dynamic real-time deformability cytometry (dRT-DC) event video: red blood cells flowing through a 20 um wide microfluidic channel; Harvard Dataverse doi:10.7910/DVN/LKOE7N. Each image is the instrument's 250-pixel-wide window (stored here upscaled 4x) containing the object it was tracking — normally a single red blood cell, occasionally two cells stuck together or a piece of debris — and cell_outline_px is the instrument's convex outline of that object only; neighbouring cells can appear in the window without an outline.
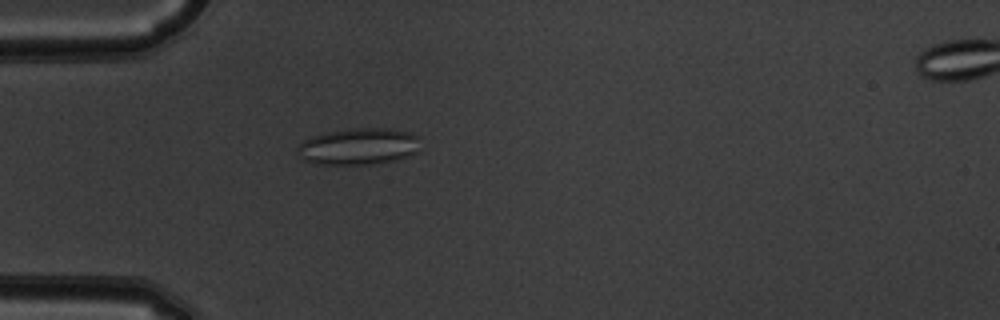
{"species": "common noctule bat (a hibernating species)", "species_latin": "Nyctalus noctula", "temperature_condition": "warm", "stored_images_in_passage": 53, "camera_frame_rate_fps": 3000, "um_per_image_px": 0.085, "animal": {"sex": "male", "body_mass_g": 19.5, "forearm_length_mm": 54.6}, "frame": {"image": 1, "passage_image": 16, "time_ms": 5.0, "image_size_px": [1000, 320], "cell_outline_px": [[420, 136], [416, 152], [408, 156], [396, 160], [372, 164], [316, 164], [304, 160], [296, 152], [296, 148], [304, 140], [312, 136], [328, 132], [352, 128], [392, 128], [412, 132]], "centroid_in_image_um": [30.49, 12.44], "position_along_channel_um": 54.5, "area_um2": 26.41}}
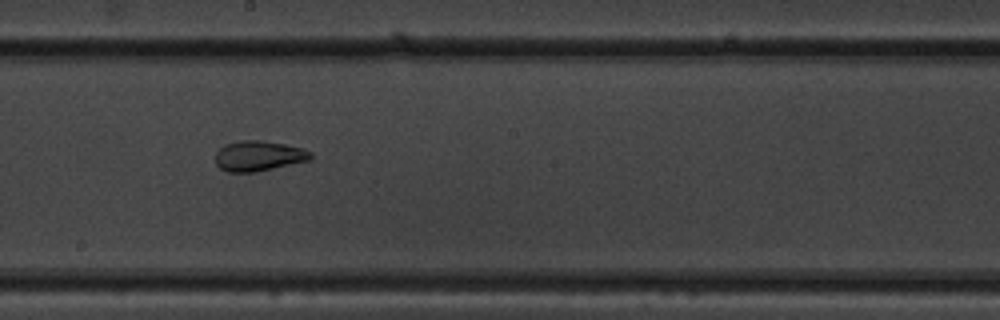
{"frame": {"image": 2, "passage_image": 30, "time_ms": 9.667, "image_size_px": [1000, 320], "cell_outline_px": [[312, 160], [256, 172], [228, 172], [220, 168], [216, 164], [216, 152], [224, 144], [240, 140], [260, 140], [284, 144], [304, 148], [312, 152]], "centroid_in_image_um": [22.01, 13.25], "position_along_channel_um": 226.2, "area_um2": 16.99}}
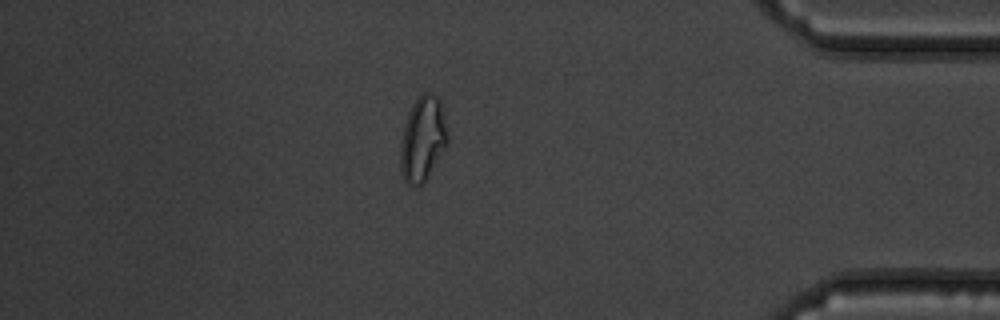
{"frame": {"image": 3, "passage_image": 46, "time_ms": 15.0, "image_size_px": [1000, 320], "cell_outline_px": [[448, 144], [428, 176], [416, 188], [408, 184], [404, 180], [400, 168], [400, 144], [404, 124], [408, 112], [412, 104], [420, 92], [428, 92], [440, 96], [448, 136]], "centroid_in_image_um": [35.93, 11.77], "position_along_channel_um": 399.3, "area_um2": 23.7}, "authors_computed_cell_mechanics": {"area_um2": 22.6576, "velocity_mm_per_s": 3.8597, "shape_relaxation_time_tau1_ms": null, "shape_relaxation_time_tau2_ms": 3.2296, "deformation_change_tau1": null, "deformation_change_tau2": 0.0964}}